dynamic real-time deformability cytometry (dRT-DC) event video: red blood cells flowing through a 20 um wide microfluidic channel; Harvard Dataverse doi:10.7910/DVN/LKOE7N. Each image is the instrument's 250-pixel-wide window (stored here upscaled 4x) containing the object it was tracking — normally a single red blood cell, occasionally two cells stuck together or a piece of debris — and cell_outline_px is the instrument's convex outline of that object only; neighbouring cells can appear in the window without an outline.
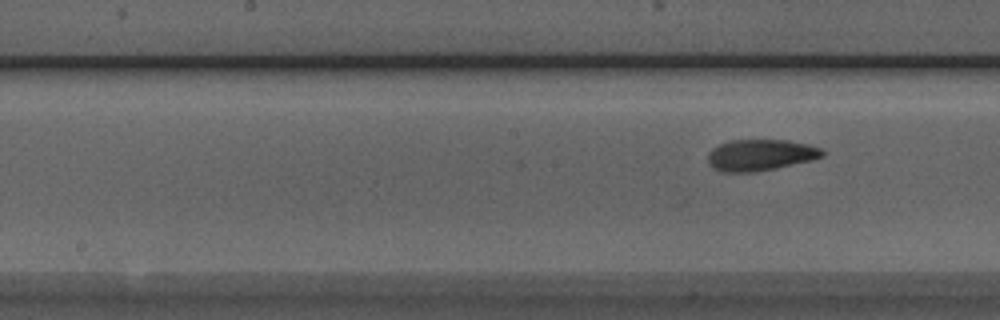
{"species": "Egyptian fruit bat (a non-hibernating species)", "species_latin": "Rousettus aegyptiacus", "temperature_condition": "room temperature", "stored_images_in_passage": 9, "segment_of_instrument_passage": [2, 2], "camera_frame_rate_fps": 3000, "um_per_image_px": 0.085, "animal": {"sex": "male"}, "frame": {"image": 1, "passage_image": 9, "time_ms": 10.0, "image_size_px": [1000, 320], "cell_outline_px": [[824, 156], [812, 160], [752, 172], [720, 172], [712, 168], [708, 164], [708, 152], [712, 148], [720, 144], [732, 140], [788, 140], [808, 144], [820, 148], [824, 152]], "centroid_in_image_um": [64.59, 13.17], "position_along_channel_um": 183.6, "area_um2": 20.81}}